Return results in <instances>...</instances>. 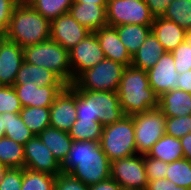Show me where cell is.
<instances>
[{"label": "cell", "mask_w": 191, "mask_h": 190, "mask_svg": "<svg viewBox=\"0 0 191 190\" xmlns=\"http://www.w3.org/2000/svg\"><path fill=\"white\" fill-rule=\"evenodd\" d=\"M111 162L102 151L100 142L73 141L62 171L90 186L111 177Z\"/></svg>", "instance_id": "1"}, {"label": "cell", "mask_w": 191, "mask_h": 190, "mask_svg": "<svg viewBox=\"0 0 191 190\" xmlns=\"http://www.w3.org/2000/svg\"><path fill=\"white\" fill-rule=\"evenodd\" d=\"M117 93L125 116L158 107L159 97L150 87L147 71L132 65L124 69Z\"/></svg>", "instance_id": "2"}, {"label": "cell", "mask_w": 191, "mask_h": 190, "mask_svg": "<svg viewBox=\"0 0 191 190\" xmlns=\"http://www.w3.org/2000/svg\"><path fill=\"white\" fill-rule=\"evenodd\" d=\"M4 36L24 49L50 39V21L30 4H17Z\"/></svg>", "instance_id": "3"}, {"label": "cell", "mask_w": 191, "mask_h": 190, "mask_svg": "<svg viewBox=\"0 0 191 190\" xmlns=\"http://www.w3.org/2000/svg\"><path fill=\"white\" fill-rule=\"evenodd\" d=\"M24 61L45 67L55 73L66 85H72L69 52L59 43L48 39L23 49Z\"/></svg>", "instance_id": "4"}, {"label": "cell", "mask_w": 191, "mask_h": 190, "mask_svg": "<svg viewBox=\"0 0 191 190\" xmlns=\"http://www.w3.org/2000/svg\"><path fill=\"white\" fill-rule=\"evenodd\" d=\"M100 145L110 162L137 155L135 131L132 116L104 126Z\"/></svg>", "instance_id": "5"}, {"label": "cell", "mask_w": 191, "mask_h": 190, "mask_svg": "<svg viewBox=\"0 0 191 190\" xmlns=\"http://www.w3.org/2000/svg\"><path fill=\"white\" fill-rule=\"evenodd\" d=\"M125 65L104 59L92 68L86 69L75 80L80 90L118 92Z\"/></svg>", "instance_id": "6"}, {"label": "cell", "mask_w": 191, "mask_h": 190, "mask_svg": "<svg viewBox=\"0 0 191 190\" xmlns=\"http://www.w3.org/2000/svg\"><path fill=\"white\" fill-rule=\"evenodd\" d=\"M135 145L138 154H147L160 138L165 135L166 117L157 107L132 115Z\"/></svg>", "instance_id": "7"}, {"label": "cell", "mask_w": 191, "mask_h": 190, "mask_svg": "<svg viewBox=\"0 0 191 190\" xmlns=\"http://www.w3.org/2000/svg\"><path fill=\"white\" fill-rule=\"evenodd\" d=\"M107 25H152L154 17L144 0H108Z\"/></svg>", "instance_id": "8"}, {"label": "cell", "mask_w": 191, "mask_h": 190, "mask_svg": "<svg viewBox=\"0 0 191 190\" xmlns=\"http://www.w3.org/2000/svg\"><path fill=\"white\" fill-rule=\"evenodd\" d=\"M111 178L124 190H146L144 155L137 154L114 160L110 166Z\"/></svg>", "instance_id": "9"}, {"label": "cell", "mask_w": 191, "mask_h": 190, "mask_svg": "<svg viewBox=\"0 0 191 190\" xmlns=\"http://www.w3.org/2000/svg\"><path fill=\"white\" fill-rule=\"evenodd\" d=\"M70 66L72 69V84L86 69L92 68L105 59L103 50L94 32L81 40L69 51Z\"/></svg>", "instance_id": "10"}, {"label": "cell", "mask_w": 191, "mask_h": 190, "mask_svg": "<svg viewBox=\"0 0 191 190\" xmlns=\"http://www.w3.org/2000/svg\"><path fill=\"white\" fill-rule=\"evenodd\" d=\"M24 168L52 176L63 172L61 164L38 136H34L24 145Z\"/></svg>", "instance_id": "11"}, {"label": "cell", "mask_w": 191, "mask_h": 190, "mask_svg": "<svg viewBox=\"0 0 191 190\" xmlns=\"http://www.w3.org/2000/svg\"><path fill=\"white\" fill-rule=\"evenodd\" d=\"M76 119V92L66 85L50 106V127L69 132Z\"/></svg>", "instance_id": "12"}, {"label": "cell", "mask_w": 191, "mask_h": 190, "mask_svg": "<svg viewBox=\"0 0 191 190\" xmlns=\"http://www.w3.org/2000/svg\"><path fill=\"white\" fill-rule=\"evenodd\" d=\"M89 33L86 27L79 24L69 13L63 14L50 22V39L62 45L68 52Z\"/></svg>", "instance_id": "13"}, {"label": "cell", "mask_w": 191, "mask_h": 190, "mask_svg": "<svg viewBox=\"0 0 191 190\" xmlns=\"http://www.w3.org/2000/svg\"><path fill=\"white\" fill-rule=\"evenodd\" d=\"M150 87L159 97L163 93L179 89V74L174 66L171 52L163 54L157 63L147 70Z\"/></svg>", "instance_id": "14"}, {"label": "cell", "mask_w": 191, "mask_h": 190, "mask_svg": "<svg viewBox=\"0 0 191 190\" xmlns=\"http://www.w3.org/2000/svg\"><path fill=\"white\" fill-rule=\"evenodd\" d=\"M23 62V49L4 35L0 36V86L14 85Z\"/></svg>", "instance_id": "15"}, {"label": "cell", "mask_w": 191, "mask_h": 190, "mask_svg": "<svg viewBox=\"0 0 191 190\" xmlns=\"http://www.w3.org/2000/svg\"><path fill=\"white\" fill-rule=\"evenodd\" d=\"M66 85L38 87L35 83L14 84L17 97L22 107H50L56 96Z\"/></svg>", "instance_id": "16"}, {"label": "cell", "mask_w": 191, "mask_h": 190, "mask_svg": "<svg viewBox=\"0 0 191 190\" xmlns=\"http://www.w3.org/2000/svg\"><path fill=\"white\" fill-rule=\"evenodd\" d=\"M85 91L95 101V116L103 126L120 121L124 116L117 92L113 91Z\"/></svg>", "instance_id": "17"}, {"label": "cell", "mask_w": 191, "mask_h": 190, "mask_svg": "<svg viewBox=\"0 0 191 190\" xmlns=\"http://www.w3.org/2000/svg\"><path fill=\"white\" fill-rule=\"evenodd\" d=\"M94 33L96 34L106 59L119 62L126 67L131 65L132 56L119 39V35L115 27L106 25Z\"/></svg>", "instance_id": "18"}, {"label": "cell", "mask_w": 191, "mask_h": 190, "mask_svg": "<svg viewBox=\"0 0 191 190\" xmlns=\"http://www.w3.org/2000/svg\"><path fill=\"white\" fill-rule=\"evenodd\" d=\"M107 5L90 3H74L68 13L90 32H95L107 25Z\"/></svg>", "instance_id": "19"}, {"label": "cell", "mask_w": 191, "mask_h": 190, "mask_svg": "<svg viewBox=\"0 0 191 190\" xmlns=\"http://www.w3.org/2000/svg\"><path fill=\"white\" fill-rule=\"evenodd\" d=\"M151 31L157 37L166 52L173 51L191 36L175 22L164 19L163 17L154 18Z\"/></svg>", "instance_id": "20"}, {"label": "cell", "mask_w": 191, "mask_h": 190, "mask_svg": "<svg viewBox=\"0 0 191 190\" xmlns=\"http://www.w3.org/2000/svg\"><path fill=\"white\" fill-rule=\"evenodd\" d=\"M158 107L165 117H184L191 115V93L181 89L163 93L158 98Z\"/></svg>", "instance_id": "21"}, {"label": "cell", "mask_w": 191, "mask_h": 190, "mask_svg": "<svg viewBox=\"0 0 191 190\" xmlns=\"http://www.w3.org/2000/svg\"><path fill=\"white\" fill-rule=\"evenodd\" d=\"M165 53L166 50L151 31L143 44L132 55L131 65L147 71L152 68Z\"/></svg>", "instance_id": "22"}, {"label": "cell", "mask_w": 191, "mask_h": 190, "mask_svg": "<svg viewBox=\"0 0 191 190\" xmlns=\"http://www.w3.org/2000/svg\"><path fill=\"white\" fill-rule=\"evenodd\" d=\"M35 83L38 87L50 85H66L55 73L45 67H38L33 64L22 63L14 84Z\"/></svg>", "instance_id": "23"}, {"label": "cell", "mask_w": 191, "mask_h": 190, "mask_svg": "<svg viewBox=\"0 0 191 190\" xmlns=\"http://www.w3.org/2000/svg\"><path fill=\"white\" fill-rule=\"evenodd\" d=\"M39 139L52 152L53 156L62 164L67 157L71 145L72 138L68 132L61 131L57 128L47 127L39 135Z\"/></svg>", "instance_id": "24"}, {"label": "cell", "mask_w": 191, "mask_h": 190, "mask_svg": "<svg viewBox=\"0 0 191 190\" xmlns=\"http://www.w3.org/2000/svg\"><path fill=\"white\" fill-rule=\"evenodd\" d=\"M149 157L172 163L183 159V149L180 139L165 134L146 154Z\"/></svg>", "instance_id": "25"}, {"label": "cell", "mask_w": 191, "mask_h": 190, "mask_svg": "<svg viewBox=\"0 0 191 190\" xmlns=\"http://www.w3.org/2000/svg\"><path fill=\"white\" fill-rule=\"evenodd\" d=\"M152 25L127 24L115 26L119 39L132 56L151 32Z\"/></svg>", "instance_id": "26"}, {"label": "cell", "mask_w": 191, "mask_h": 190, "mask_svg": "<svg viewBox=\"0 0 191 190\" xmlns=\"http://www.w3.org/2000/svg\"><path fill=\"white\" fill-rule=\"evenodd\" d=\"M3 125L5 126V137L13 139L21 145H25L35 135L23 123L19 113L4 112Z\"/></svg>", "instance_id": "27"}, {"label": "cell", "mask_w": 191, "mask_h": 190, "mask_svg": "<svg viewBox=\"0 0 191 190\" xmlns=\"http://www.w3.org/2000/svg\"><path fill=\"white\" fill-rule=\"evenodd\" d=\"M19 114L35 136L50 126V107H22Z\"/></svg>", "instance_id": "28"}, {"label": "cell", "mask_w": 191, "mask_h": 190, "mask_svg": "<svg viewBox=\"0 0 191 190\" xmlns=\"http://www.w3.org/2000/svg\"><path fill=\"white\" fill-rule=\"evenodd\" d=\"M0 163L8 168H24V145L7 137L0 138Z\"/></svg>", "instance_id": "29"}, {"label": "cell", "mask_w": 191, "mask_h": 190, "mask_svg": "<svg viewBox=\"0 0 191 190\" xmlns=\"http://www.w3.org/2000/svg\"><path fill=\"white\" fill-rule=\"evenodd\" d=\"M103 128L99 121L76 120L68 133L73 141L100 142Z\"/></svg>", "instance_id": "30"}, {"label": "cell", "mask_w": 191, "mask_h": 190, "mask_svg": "<svg viewBox=\"0 0 191 190\" xmlns=\"http://www.w3.org/2000/svg\"><path fill=\"white\" fill-rule=\"evenodd\" d=\"M162 17L175 22L191 35V0H173Z\"/></svg>", "instance_id": "31"}, {"label": "cell", "mask_w": 191, "mask_h": 190, "mask_svg": "<svg viewBox=\"0 0 191 190\" xmlns=\"http://www.w3.org/2000/svg\"><path fill=\"white\" fill-rule=\"evenodd\" d=\"M29 4L51 22L68 13L73 0H32Z\"/></svg>", "instance_id": "32"}, {"label": "cell", "mask_w": 191, "mask_h": 190, "mask_svg": "<svg viewBox=\"0 0 191 190\" xmlns=\"http://www.w3.org/2000/svg\"><path fill=\"white\" fill-rule=\"evenodd\" d=\"M56 176L23 168L21 190H55Z\"/></svg>", "instance_id": "33"}, {"label": "cell", "mask_w": 191, "mask_h": 190, "mask_svg": "<svg viewBox=\"0 0 191 190\" xmlns=\"http://www.w3.org/2000/svg\"><path fill=\"white\" fill-rule=\"evenodd\" d=\"M165 178L174 182L177 186L191 189V162L181 159L168 163Z\"/></svg>", "instance_id": "34"}, {"label": "cell", "mask_w": 191, "mask_h": 190, "mask_svg": "<svg viewBox=\"0 0 191 190\" xmlns=\"http://www.w3.org/2000/svg\"><path fill=\"white\" fill-rule=\"evenodd\" d=\"M69 86L76 92V120L97 121V116H95V101L74 83Z\"/></svg>", "instance_id": "35"}, {"label": "cell", "mask_w": 191, "mask_h": 190, "mask_svg": "<svg viewBox=\"0 0 191 190\" xmlns=\"http://www.w3.org/2000/svg\"><path fill=\"white\" fill-rule=\"evenodd\" d=\"M178 74L191 70V36L171 51Z\"/></svg>", "instance_id": "36"}, {"label": "cell", "mask_w": 191, "mask_h": 190, "mask_svg": "<svg viewBox=\"0 0 191 190\" xmlns=\"http://www.w3.org/2000/svg\"><path fill=\"white\" fill-rule=\"evenodd\" d=\"M191 132V115L184 117H166L165 134L182 138Z\"/></svg>", "instance_id": "37"}, {"label": "cell", "mask_w": 191, "mask_h": 190, "mask_svg": "<svg viewBox=\"0 0 191 190\" xmlns=\"http://www.w3.org/2000/svg\"><path fill=\"white\" fill-rule=\"evenodd\" d=\"M21 110L22 106L13 86H0V114L19 113Z\"/></svg>", "instance_id": "38"}, {"label": "cell", "mask_w": 191, "mask_h": 190, "mask_svg": "<svg viewBox=\"0 0 191 190\" xmlns=\"http://www.w3.org/2000/svg\"><path fill=\"white\" fill-rule=\"evenodd\" d=\"M145 173L148 181L165 178L168 163L144 154Z\"/></svg>", "instance_id": "39"}, {"label": "cell", "mask_w": 191, "mask_h": 190, "mask_svg": "<svg viewBox=\"0 0 191 190\" xmlns=\"http://www.w3.org/2000/svg\"><path fill=\"white\" fill-rule=\"evenodd\" d=\"M23 168H9L0 184V190H21Z\"/></svg>", "instance_id": "40"}, {"label": "cell", "mask_w": 191, "mask_h": 190, "mask_svg": "<svg viewBox=\"0 0 191 190\" xmlns=\"http://www.w3.org/2000/svg\"><path fill=\"white\" fill-rule=\"evenodd\" d=\"M88 187L69 173L61 172L56 176L55 190H88Z\"/></svg>", "instance_id": "41"}, {"label": "cell", "mask_w": 191, "mask_h": 190, "mask_svg": "<svg viewBox=\"0 0 191 190\" xmlns=\"http://www.w3.org/2000/svg\"><path fill=\"white\" fill-rule=\"evenodd\" d=\"M17 3L15 0H0V36L8 30L13 10Z\"/></svg>", "instance_id": "42"}, {"label": "cell", "mask_w": 191, "mask_h": 190, "mask_svg": "<svg viewBox=\"0 0 191 190\" xmlns=\"http://www.w3.org/2000/svg\"><path fill=\"white\" fill-rule=\"evenodd\" d=\"M154 18L162 17L173 0H144Z\"/></svg>", "instance_id": "43"}, {"label": "cell", "mask_w": 191, "mask_h": 190, "mask_svg": "<svg viewBox=\"0 0 191 190\" xmlns=\"http://www.w3.org/2000/svg\"><path fill=\"white\" fill-rule=\"evenodd\" d=\"M88 190H124L114 179L111 177L100 181L97 184L90 185Z\"/></svg>", "instance_id": "44"}, {"label": "cell", "mask_w": 191, "mask_h": 190, "mask_svg": "<svg viewBox=\"0 0 191 190\" xmlns=\"http://www.w3.org/2000/svg\"><path fill=\"white\" fill-rule=\"evenodd\" d=\"M178 84L179 89L191 93V70L179 74Z\"/></svg>", "instance_id": "45"}, {"label": "cell", "mask_w": 191, "mask_h": 190, "mask_svg": "<svg viewBox=\"0 0 191 190\" xmlns=\"http://www.w3.org/2000/svg\"><path fill=\"white\" fill-rule=\"evenodd\" d=\"M180 142L183 149V158L191 162V132L180 138Z\"/></svg>", "instance_id": "46"}, {"label": "cell", "mask_w": 191, "mask_h": 190, "mask_svg": "<svg viewBox=\"0 0 191 190\" xmlns=\"http://www.w3.org/2000/svg\"><path fill=\"white\" fill-rule=\"evenodd\" d=\"M146 190H168V179L160 178L148 181Z\"/></svg>", "instance_id": "47"}, {"label": "cell", "mask_w": 191, "mask_h": 190, "mask_svg": "<svg viewBox=\"0 0 191 190\" xmlns=\"http://www.w3.org/2000/svg\"><path fill=\"white\" fill-rule=\"evenodd\" d=\"M74 3H92L96 5H107L108 0H73Z\"/></svg>", "instance_id": "48"}, {"label": "cell", "mask_w": 191, "mask_h": 190, "mask_svg": "<svg viewBox=\"0 0 191 190\" xmlns=\"http://www.w3.org/2000/svg\"><path fill=\"white\" fill-rule=\"evenodd\" d=\"M168 190H191V189L177 186L174 182L168 180Z\"/></svg>", "instance_id": "49"}, {"label": "cell", "mask_w": 191, "mask_h": 190, "mask_svg": "<svg viewBox=\"0 0 191 190\" xmlns=\"http://www.w3.org/2000/svg\"><path fill=\"white\" fill-rule=\"evenodd\" d=\"M9 168L2 163H0V184L4 178L5 173L7 172Z\"/></svg>", "instance_id": "50"}, {"label": "cell", "mask_w": 191, "mask_h": 190, "mask_svg": "<svg viewBox=\"0 0 191 190\" xmlns=\"http://www.w3.org/2000/svg\"><path fill=\"white\" fill-rule=\"evenodd\" d=\"M5 137V126L3 125V116L0 114V138Z\"/></svg>", "instance_id": "51"}, {"label": "cell", "mask_w": 191, "mask_h": 190, "mask_svg": "<svg viewBox=\"0 0 191 190\" xmlns=\"http://www.w3.org/2000/svg\"><path fill=\"white\" fill-rule=\"evenodd\" d=\"M32 0H15L17 4H29Z\"/></svg>", "instance_id": "52"}]
</instances>
